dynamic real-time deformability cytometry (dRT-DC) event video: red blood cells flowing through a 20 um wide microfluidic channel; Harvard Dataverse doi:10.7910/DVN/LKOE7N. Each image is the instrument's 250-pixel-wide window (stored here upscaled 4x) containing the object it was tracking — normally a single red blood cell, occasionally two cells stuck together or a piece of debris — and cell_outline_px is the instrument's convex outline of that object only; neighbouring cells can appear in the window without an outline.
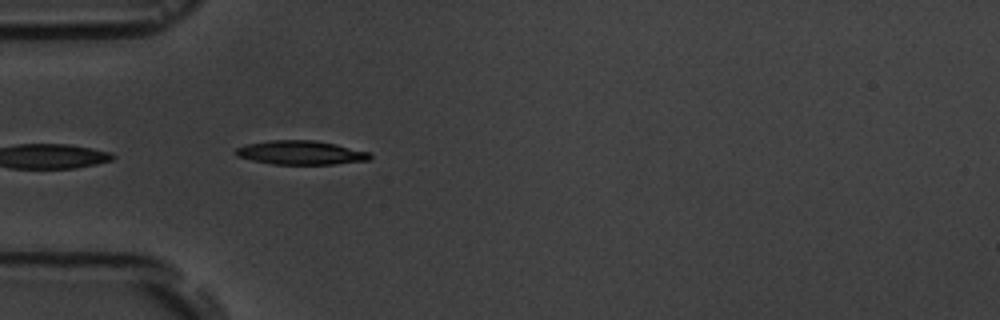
{"species": "common noctule bat (a hibernating species)", "species_latin": "Nyctalus noctula", "temperature_condition": "room temperature", "stored_images_in_passage": 5, "camera_frame_rate_fps": 3000, "um_per_image_px": 0.085, "animal": {"sex": "male", "body_mass_g": 19.5, "forearm_length_mm": 54.6}, "frame": {"image": 1, "passage_image": 5, "time_ms": 4.333, "image_size_px": [1000, 320], "cell_outline_px": [[372, 156], [368, 160], [332, 164], [272, 164], [252, 160], [236, 156], [236, 148], [248, 144], [272, 140], [316, 140], [336, 144], [372, 152]], "centroid_in_image_um": [25.61, 12.97], "position_along_channel_um": 59.4, "area_um2": 18.67}}